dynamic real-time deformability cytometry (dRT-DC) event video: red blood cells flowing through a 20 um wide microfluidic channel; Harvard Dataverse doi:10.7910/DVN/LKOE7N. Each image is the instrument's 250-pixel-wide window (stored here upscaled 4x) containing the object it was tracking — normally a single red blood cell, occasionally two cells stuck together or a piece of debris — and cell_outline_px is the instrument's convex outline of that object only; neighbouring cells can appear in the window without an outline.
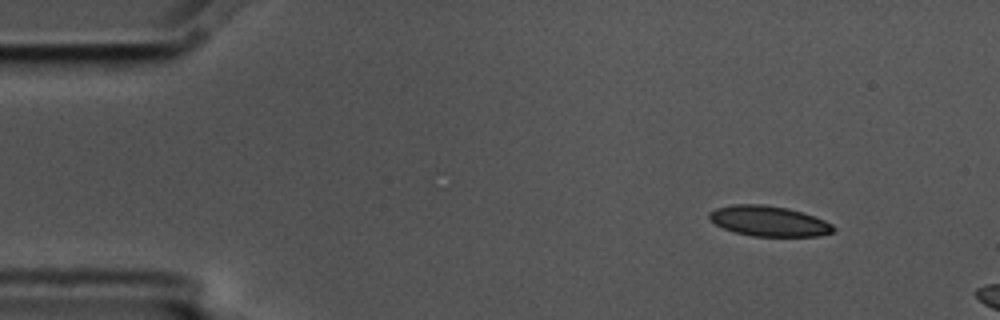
{"species": "common noctule bat (a hibernating species)", "species_latin": "Nyctalus noctula", "temperature_condition": "cold", "stored_images_in_passage": 3, "camera_frame_rate_fps": 3000, "um_per_image_px": 0.085, "animal": {"sex": "male", "body_mass_g": 17.5, "forearm_length_mm": 52.3}, "frame": {"image": 1, "passage_image": 1, "time_ms": 0.0, "image_size_px": [1000, 320], "cell_outline_px": [[836, 228], [832, 232], [820, 236], [752, 236], [736, 232], [724, 228], [716, 224], [708, 216], [708, 212], [716, 208], [732, 204], [764, 204], [788, 208], [824, 220], [832, 224]], "centroid_in_image_um": [65.34, 18.79], "position_along_channel_um": 19.7, "area_um2": 21.79}}